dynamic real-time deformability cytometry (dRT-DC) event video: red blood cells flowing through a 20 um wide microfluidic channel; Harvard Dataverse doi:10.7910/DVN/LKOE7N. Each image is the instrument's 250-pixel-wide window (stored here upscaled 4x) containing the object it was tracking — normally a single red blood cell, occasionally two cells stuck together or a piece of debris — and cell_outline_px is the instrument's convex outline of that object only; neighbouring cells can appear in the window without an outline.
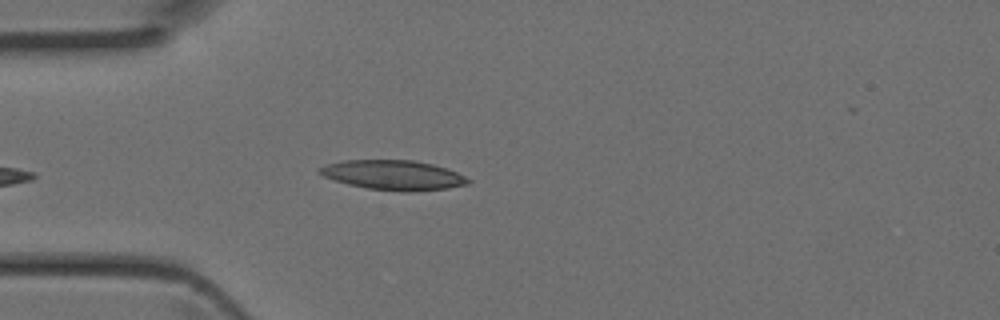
{"species": "Egyptian fruit bat (a non-hibernating species)", "species_latin": "Rousettus aegyptiacus", "temperature_condition": "room temperature", "stored_images_in_passage": 33, "camera_frame_rate_fps": 3000, "um_per_image_px": 0.085, "animal": {"sex": "female"}, "frame": {"image": 1, "passage_image": 3, "time_ms": 0.667, "image_size_px": [1000, 320], "cell_outline_px": [[472, 180], [468, 184], [448, 188], [408, 192], [404, 192], [368, 188], [348, 184], [324, 176], [316, 172], [320, 168], [328, 164], [344, 160], [412, 160], [432, 164], [456, 172]], "centroid_in_image_um": [33.45, 14.88], "position_along_channel_um": 51.6, "area_um2": 25.43}}
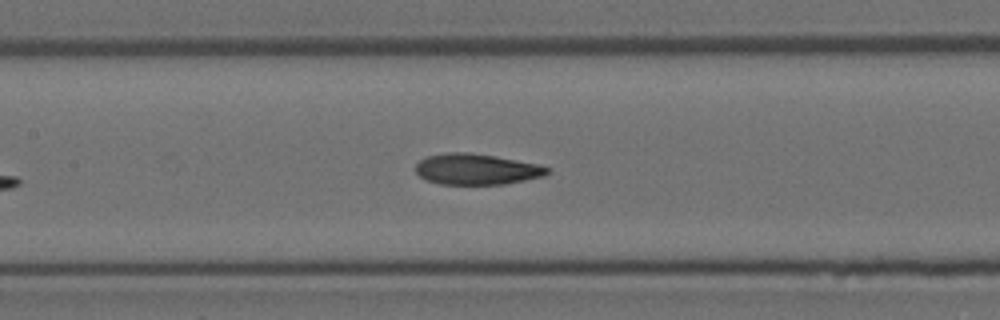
{"frame": {"image": 2, "passage_image": 11, "time_ms": 3.333, "image_size_px": [1000, 320], "cell_outline_px": [[552, 172], [544, 176], [504, 184], [440, 184], [424, 180], [416, 172], [416, 164], [420, 160], [428, 156], [448, 152], [468, 152], [496, 156], [536, 164], [552, 168]], "centroid_in_image_um": [40.51, 14.38], "position_along_channel_um": 166.9, "area_um2": 23.76}}
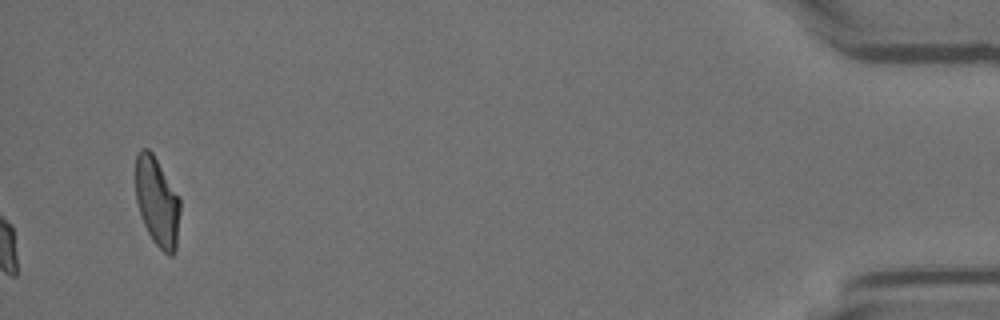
{"frame": {"image": 3, "passage_image": 33, "time_ms": 10.667, "image_size_px": [1000, 320], "cell_outline_px": [[180, 212], [176, 252], [172, 256], [168, 256], [152, 240], [144, 224], [136, 200], [136, 156], [140, 148], [148, 148], [152, 152], [180, 196]], "centroid_in_image_um": [13.38, 17.15], "position_along_channel_um": 421.8, "area_um2": 23.29}}